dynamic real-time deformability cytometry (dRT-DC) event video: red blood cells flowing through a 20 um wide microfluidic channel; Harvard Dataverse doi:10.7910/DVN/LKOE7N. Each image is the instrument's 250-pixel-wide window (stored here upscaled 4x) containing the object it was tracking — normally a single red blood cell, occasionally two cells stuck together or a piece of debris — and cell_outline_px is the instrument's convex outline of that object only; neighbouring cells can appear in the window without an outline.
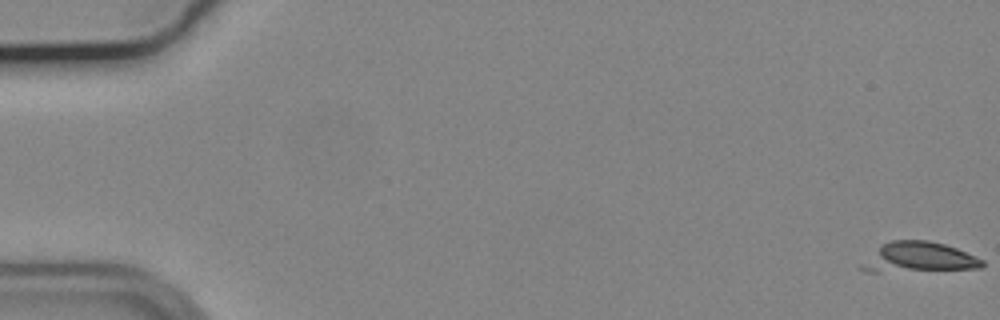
{"species": "common noctule bat (a hibernating species)", "species_latin": "Nyctalus noctula", "temperature_condition": "cold", "stored_images_in_passage": 10, "camera_frame_rate_fps": 3000, "um_per_image_px": 0.085, "animal": {"sex": "male", "body_mass_g": 19.2, "forearm_length_mm": 51.8}, "frame": {"image": 1, "passage_image": 1, "time_ms": 0.0, "image_size_px": [1000, 320], "cell_outline_px": [[984, 264], [980, 268], [880, 272], [868, 272], [860, 268], [860, 264], [880, 244], [892, 240], [928, 240], [944, 244], [956, 248], [984, 260]], "centroid_in_image_um": [78.04, 21.87], "position_along_channel_um": 7.0, "area_um2": 21.15}}